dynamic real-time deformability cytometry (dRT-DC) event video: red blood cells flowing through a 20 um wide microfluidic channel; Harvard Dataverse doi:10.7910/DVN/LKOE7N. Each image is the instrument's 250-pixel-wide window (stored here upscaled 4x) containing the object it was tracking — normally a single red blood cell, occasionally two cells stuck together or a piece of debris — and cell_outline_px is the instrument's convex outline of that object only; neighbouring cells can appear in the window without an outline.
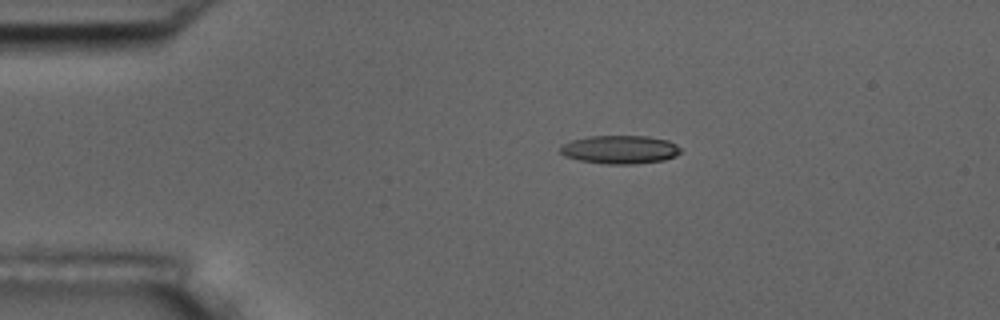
{"species": "common noctule bat (a hibernating species)", "species_latin": "Nyctalus noctula", "temperature_condition": "room temperature", "stored_images_in_passage": 2, "camera_frame_rate_fps": 3000, "um_per_image_px": 0.085, "animal": {"sex": "male", "body_mass_g": 17.5, "forearm_length_mm": 52.3}, "frame": {"image": 1, "passage_image": 1, "time_ms": 0.0, "image_size_px": [1000, 320], "cell_outline_px": [[680, 152], [676, 156], [664, 160], [632, 164], [604, 164], [580, 160], [564, 156], [560, 152], [560, 148], [564, 144], [572, 140], [588, 136], [648, 136], [668, 140], [676, 144], [680, 148]], "centroid_in_image_um": [52.7, 12.71], "position_along_channel_um": 32.3, "area_um2": 19.88}}